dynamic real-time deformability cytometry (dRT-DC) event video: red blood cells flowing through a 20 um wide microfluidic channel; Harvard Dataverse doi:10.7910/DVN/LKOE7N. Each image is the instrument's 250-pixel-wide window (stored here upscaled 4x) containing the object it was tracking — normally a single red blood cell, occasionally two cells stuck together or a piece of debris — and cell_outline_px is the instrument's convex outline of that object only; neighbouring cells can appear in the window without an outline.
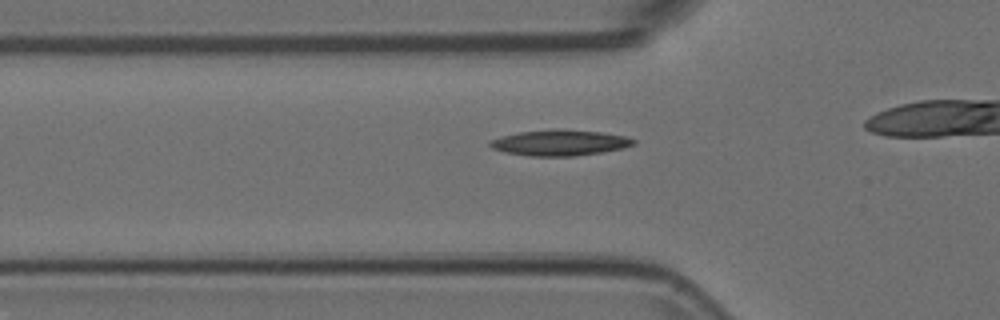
{"species": "Egyptian fruit bat (a non-hibernating species)", "species_latin": "Rousettus aegyptiacus", "temperature_condition": "room temperature", "stored_images_in_passage": 24, "camera_frame_rate_fps": 3000, "um_per_image_px": 0.085, "animal": {"sex": "female"}, "frame": {"image": 1, "passage_image": 7, "time_ms": 2.0, "image_size_px": [1000, 320], "cell_outline_px": [[636, 144], [624, 148], [600, 152], [572, 156], [528, 156], [504, 152], [492, 148], [488, 144], [488, 140], [500, 136], [520, 132], [556, 128], [600, 132], [624, 136], [636, 140]], "centroid_in_image_um": [47.54, 12.13], "position_along_channel_um": 78.3, "area_um2": 21.68}}
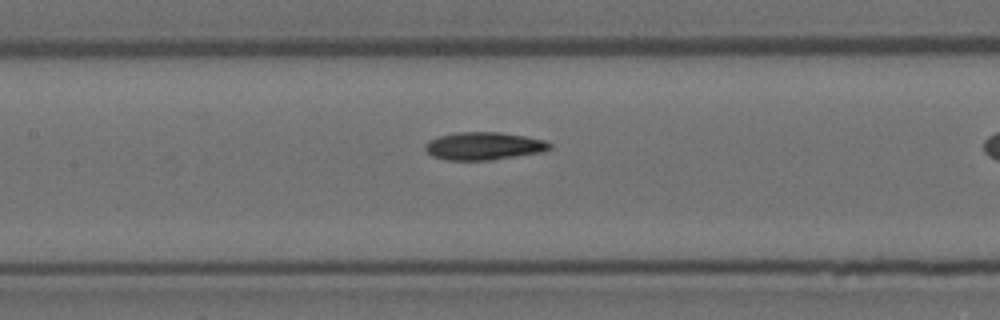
{"frame": {"image": 2, "passage_image": 14, "time_ms": 4.333, "image_size_px": [1000, 320], "cell_outline_px": [[552, 148], [540, 152], [488, 160], [448, 160], [432, 156], [424, 148], [424, 144], [428, 140], [440, 136], [456, 132], [500, 132], [524, 136], [544, 140], [552, 144]], "centroid_in_image_um": [41.09, 12.4], "position_along_channel_um": 166.3, "area_um2": 20.0}}
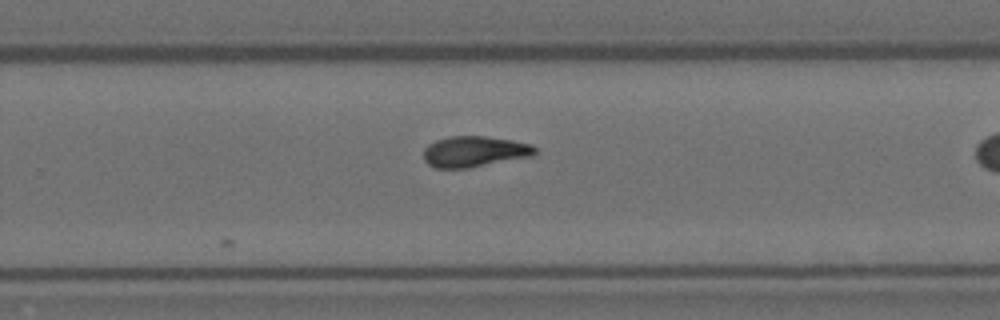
{"frame": {"image": 3, "passage_image": 24, "time_ms": 7.667, "image_size_px": [1000, 320], "cell_outline_px": [[536, 152], [532, 156], [468, 168], [436, 168], [428, 164], [424, 160], [424, 148], [428, 144], [436, 140], [448, 136], [484, 136], [512, 140], [532, 144], [536, 148]], "centroid_in_image_um": [40.31, 12.88], "position_along_channel_um": 289.5, "area_um2": 20.06}}